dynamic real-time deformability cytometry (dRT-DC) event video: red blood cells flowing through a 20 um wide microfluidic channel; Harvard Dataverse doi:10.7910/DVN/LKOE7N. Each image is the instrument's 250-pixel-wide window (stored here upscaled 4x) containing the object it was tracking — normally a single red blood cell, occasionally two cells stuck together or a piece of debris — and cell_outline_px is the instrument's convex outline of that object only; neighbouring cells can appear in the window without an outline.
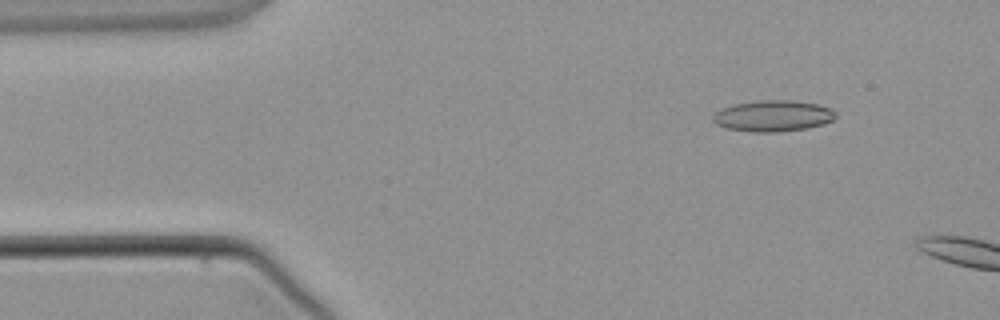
{"species": "common noctule bat (a hibernating species)", "species_latin": "Nyctalus noctula", "temperature_condition": "warm", "stored_images_in_passage": 3, "camera_frame_rate_fps": 3000, "um_per_image_px": 0.085, "animal": {"sex": "male", "body_mass_g": 21.5, "forearm_length_mm": 52.0}, "frame": {"image": 1, "passage_image": 1, "time_ms": 0.0, "image_size_px": [1000, 320], "cell_outline_px": [[836, 116], [832, 120], [824, 124], [808, 128], [776, 132], [752, 132], [724, 128], [716, 124], [712, 120], [712, 116], [720, 108], [732, 104], [756, 100], [792, 100], [816, 104], [832, 108], [836, 112]], "centroid_in_image_um": [65.68, 9.85], "position_along_channel_um": 19.3, "area_um2": 22.6}}